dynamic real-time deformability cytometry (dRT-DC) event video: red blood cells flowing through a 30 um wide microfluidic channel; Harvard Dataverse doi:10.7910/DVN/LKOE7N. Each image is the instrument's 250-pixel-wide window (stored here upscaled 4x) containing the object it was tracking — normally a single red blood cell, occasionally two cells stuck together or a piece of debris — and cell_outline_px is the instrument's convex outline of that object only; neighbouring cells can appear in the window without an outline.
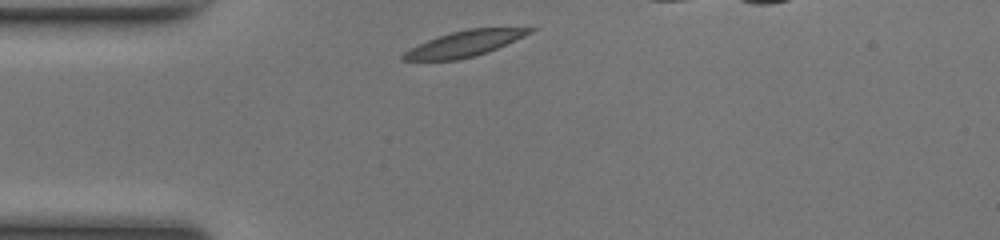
{"species": "common noctule bat (a hibernating species)", "species_latin": "Nyctalus noctula", "temperature_condition": "room temperature", "stored_images_in_passage": 29, "camera_frame_rate_fps": 3000, "um_per_image_px": 0.085, "animal": {"sex": "female", "body_mass_g": 17.0, "forearm_length_mm": 48.0}, "frame": {"image": 1, "passage_image": 1, "time_ms": 0.0, "image_size_px": [1000, 240], "cell_outline_px": [[536, 28], [532, 32], [488, 52], [456, 60], [400, 60], [400, 56], [404, 52], [436, 36], [468, 28]], "centroid_in_image_um": [39.45, 3.71], "position_along_channel_um": 45.6, "area_um2": 18.55}}
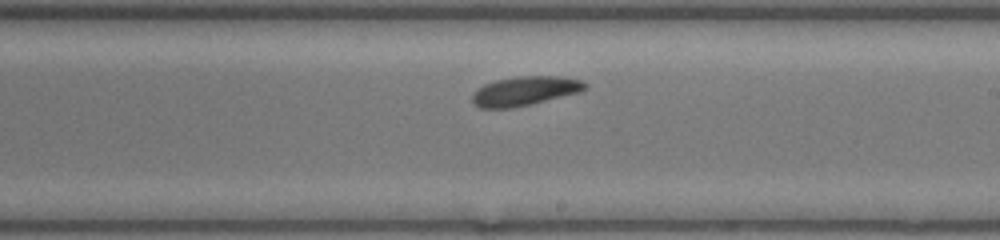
{"frame": {"image": 2, "passage_image": 17, "time_ms": 5.333, "image_size_px": [1000, 240], "cell_outline_px": [[588, 88], [580, 92], [512, 108], [480, 108], [472, 100], [472, 96], [484, 84], [496, 80], [516, 76], [560, 76], [584, 80], [588, 84]], "centroid_in_image_um": [44.68, 7.71], "position_along_channel_um": 244.3, "area_um2": 19.07}}
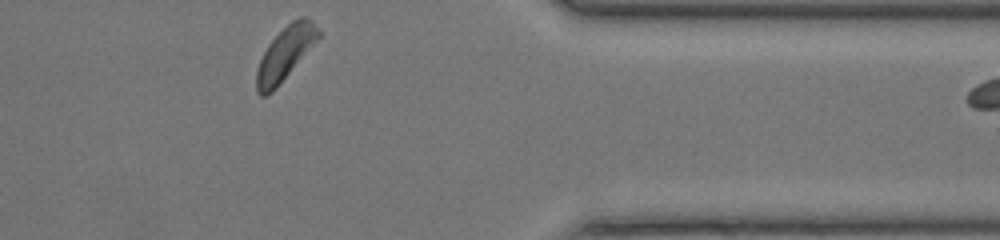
{"frame": {"image": 3, "passage_image": 29, "time_ms": 9.333, "image_size_px": [1000, 240], "cell_outline_px": [[320, 36], [276, 88], [272, 92], [264, 96], [260, 96], [256, 92], [256, 72], [260, 60], [268, 44], [292, 20], [300, 16], [308, 16], [312, 20], [320, 32]], "centroid_in_image_um": [24.22, 4.54], "position_along_channel_um": 387.2, "area_um2": 18.79}, "authors_computed_cell_mechanics": {"area_um2": 19.1318, "velocity_mm_per_s": 4.0596, "shape_relaxation_time_tau1_ms": 3.389, "shape_relaxation_time_tau2_ms": 2.7853, "deformation_change_tau1": 0.1148, "deformation_change_tau2": 0.0791}}